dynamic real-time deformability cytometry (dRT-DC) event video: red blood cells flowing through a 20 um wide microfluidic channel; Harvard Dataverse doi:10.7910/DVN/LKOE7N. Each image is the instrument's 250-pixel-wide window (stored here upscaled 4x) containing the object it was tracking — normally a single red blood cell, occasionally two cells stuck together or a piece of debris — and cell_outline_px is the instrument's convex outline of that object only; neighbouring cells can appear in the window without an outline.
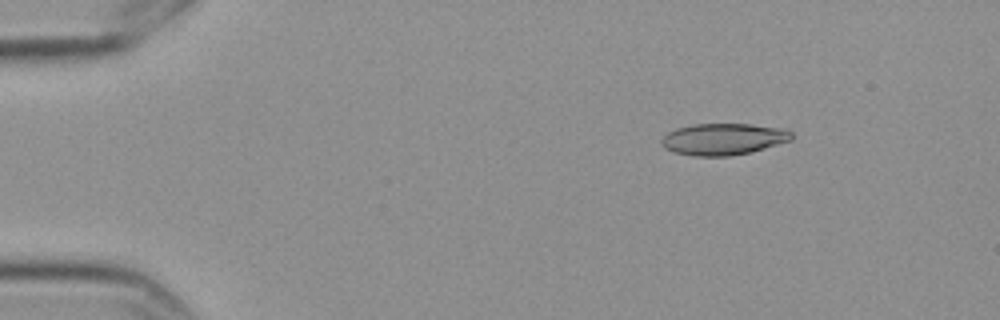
{"species": "Egyptian fruit bat (a non-hibernating species)", "species_latin": "Rousettus aegyptiacus", "temperature_condition": "cold", "stored_images_in_passage": 9, "camera_frame_rate_fps": 3000, "um_per_image_px": 0.085, "frame": {"image": 1, "passage_image": 3, "time_ms": 0.667, "image_size_px": [1000, 320], "cell_outline_px": [[792, 140], [752, 152], [728, 156], [692, 156], [672, 152], [664, 148], [660, 144], [660, 140], [668, 132], [676, 128], [692, 124], [748, 124], [780, 128], [792, 132]], "centroid_in_image_um": [61.44, 11.83], "position_along_channel_um": 23.6, "area_um2": 24.1}}
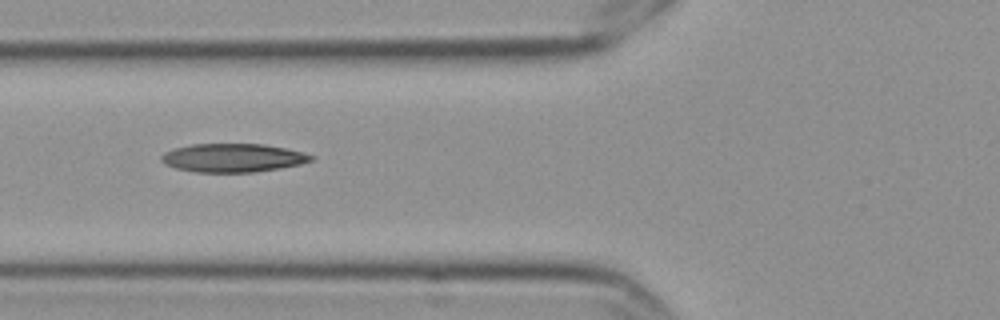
{"frame": {"image": 2, "passage_image": 7, "time_ms": 2.0, "image_size_px": [1000, 320], "cell_outline_px": [[312, 160], [300, 164], [280, 168], [252, 172], [196, 172], [176, 168], [164, 164], [160, 160], [160, 156], [164, 152], [176, 148], [192, 144], [264, 144], [284, 148], [300, 152], [312, 156]], "centroid_in_image_um": [19.73, 13.42], "position_along_channel_um": 106.1, "area_um2": 24.62}}
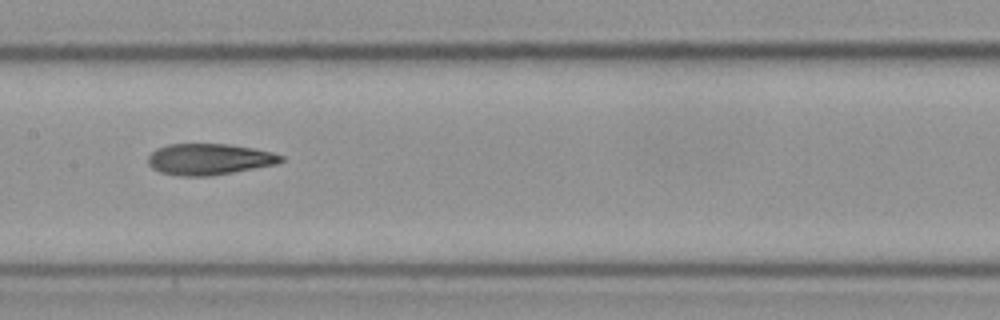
{"frame": {"image": 3, "passage_image": 9, "time_ms": 2.667, "image_size_px": [1000, 320], "cell_outline_px": [[284, 160], [276, 164], [232, 172], [208, 176], [180, 176], [160, 172], [152, 168], [148, 164], [148, 156], [156, 148], [168, 144], [228, 144], [252, 148], [272, 152], [284, 156]], "centroid_in_image_um": [17.76, 13.53], "position_along_channel_um": 189.6, "area_um2": 24.1}}